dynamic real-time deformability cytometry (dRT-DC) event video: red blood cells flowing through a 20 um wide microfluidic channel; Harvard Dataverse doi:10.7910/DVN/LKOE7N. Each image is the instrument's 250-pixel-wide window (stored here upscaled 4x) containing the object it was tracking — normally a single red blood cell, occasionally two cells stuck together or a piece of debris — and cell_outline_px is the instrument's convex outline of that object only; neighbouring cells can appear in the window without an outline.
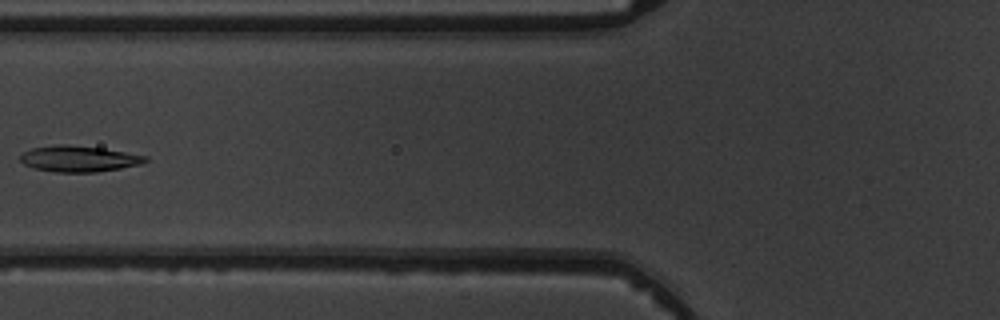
{"species": "common noctule bat (a hibernating species)", "species_latin": "Nyctalus noctula", "temperature_condition": "warm", "stored_images_in_passage": 4, "camera_frame_rate_fps": 3000, "um_per_image_px": 0.085, "animal": {"sex": "male", "body_mass_g": 19.5, "forearm_length_mm": 54.6}, "frame": {"image": 1, "passage_image": 3, "time_ms": 2.333, "image_size_px": [1000, 320], "cell_outline_px": [[148, 160], [140, 164], [120, 168], [96, 172], [56, 172], [32, 168], [24, 164], [20, 160], [20, 156], [24, 152], [32, 148], [56, 144], [68, 144], [100, 148], [148, 156]], "centroid_in_image_um": [6.67, 13.49], "position_along_channel_um": 119.1, "area_um2": 18.9}}
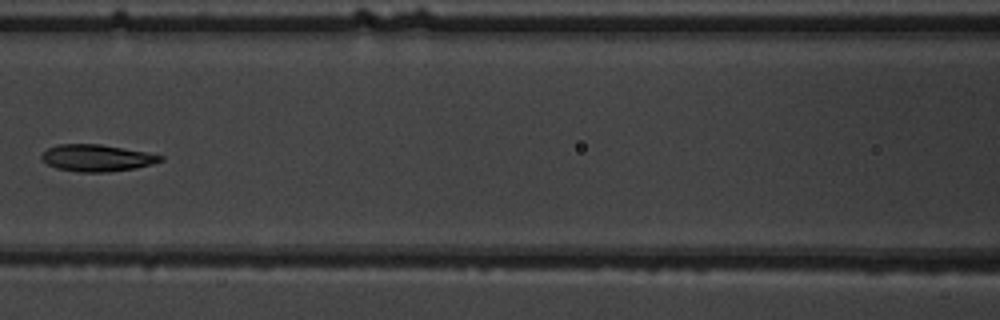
{"frame": {"image": 2, "passage_image": 4, "time_ms": 3.333, "image_size_px": [1000, 320], "cell_outline_px": [[164, 160], [152, 164], [136, 168], [108, 172], [76, 172], [56, 168], [48, 164], [40, 156], [48, 148], [56, 144], [100, 144], [144, 152], [164, 156]], "centroid_in_image_um": [8.22, 13.43], "position_along_channel_um": 158.4, "area_um2": 18.5}}